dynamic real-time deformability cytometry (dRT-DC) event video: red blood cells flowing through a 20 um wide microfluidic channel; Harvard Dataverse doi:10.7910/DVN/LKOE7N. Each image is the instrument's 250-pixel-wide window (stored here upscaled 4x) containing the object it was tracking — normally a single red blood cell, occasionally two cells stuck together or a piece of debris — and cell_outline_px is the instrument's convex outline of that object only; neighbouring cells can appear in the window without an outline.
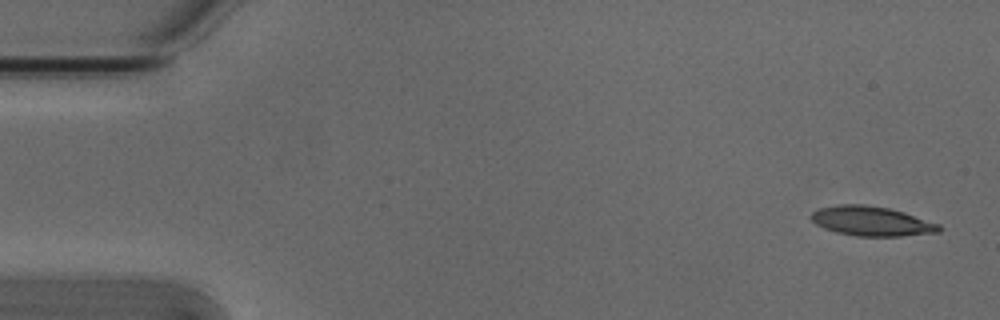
{"species": "Egyptian fruit bat (a non-hibernating species)", "species_latin": "Rousettus aegyptiacus", "temperature_condition": "cold", "stored_images_in_passage": 4, "camera_frame_rate_fps": 3000, "um_per_image_px": 0.085, "animal": {"sex": "male"}, "frame": {"image": 1, "passage_image": 1, "time_ms": 0.0, "image_size_px": [1000, 320], "cell_outline_px": [[944, 228], [940, 232], [900, 236], [856, 236], [836, 232], [824, 228], [816, 224], [808, 216], [812, 212], [820, 208], [840, 204], [864, 204], [888, 208], [904, 212], [940, 224]], "centroid_in_image_um": [74.09, 18.8], "position_along_channel_um": 10.9, "area_um2": 22.14}}